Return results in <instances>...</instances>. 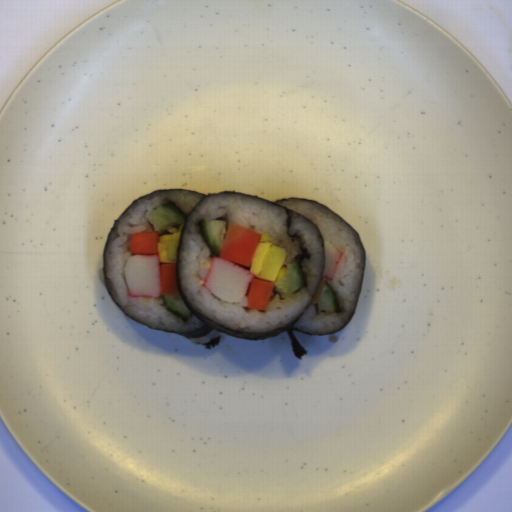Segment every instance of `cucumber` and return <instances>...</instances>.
<instances>
[{
  "mask_svg": "<svg viewBox=\"0 0 512 512\" xmlns=\"http://www.w3.org/2000/svg\"><path fill=\"white\" fill-rule=\"evenodd\" d=\"M150 220L159 233H164L185 223L186 214L174 201H169L150 212Z\"/></svg>",
  "mask_w": 512,
  "mask_h": 512,
  "instance_id": "8b760119",
  "label": "cucumber"
},
{
  "mask_svg": "<svg viewBox=\"0 0 512 512\" xmlns=\"http://www.w3.org/2000/svg\"><path fill=\"white\" fill-rule=\"evenodd\" d=\"M306 287V276L300 262L293 260L286 268V274L273 285L274 293L282 298L294 295Z\"/></svg>",
  "mask_w": 512,
  "mask_h": 512,
  "instance_id": "586b57bf",
  "label": "cucumber"
},
{
  "mask_svg": "<svg viewBox=\"0 0 512 512\" xmlns=\"http://www.w3.org/2000/svg\"><path fill=\"white\" fill-rule=\"evenodd\" d=\"M227 220L201 219L198 229L213 254L220 255L222 242L227 234Z\"/></svg>",
  "mask_w": 512,
  "mask_h": 512,
  "instance_id": "888e309b",
  "label": "cucumber"
},
{
  "mask_svg": "<svg viewBox=\"0 0 512 512\" xmlns=\"http://www.w3.org/2000/svg\"><path fill=\"white\" fill-rule=\"evenodd\" d=\"M163 305L175 316L189 321L192 313L181 294H161Z\"/></svg>",
  "mask_w": 512,
  "mask_h": 512,
  "instance_id": "2a18db57",
  "label": "cucumber"
},
{
  "mask_svg": "<svg viewBox=\"0 0 512 512\" xmlns=\"http://www.w3.org/2000/svg\"><path fill=\"white\" fill-rule=\"evenodd\" d=\"M317 312L339 313V306L334 291L325 282L319 299L316 301Z\"/></svg>",
  "mask_w": 512,
  "mask_h": 512,
  "instance_id": "734fbe4a",
  "label": "cucumber"
}]
</instances>
